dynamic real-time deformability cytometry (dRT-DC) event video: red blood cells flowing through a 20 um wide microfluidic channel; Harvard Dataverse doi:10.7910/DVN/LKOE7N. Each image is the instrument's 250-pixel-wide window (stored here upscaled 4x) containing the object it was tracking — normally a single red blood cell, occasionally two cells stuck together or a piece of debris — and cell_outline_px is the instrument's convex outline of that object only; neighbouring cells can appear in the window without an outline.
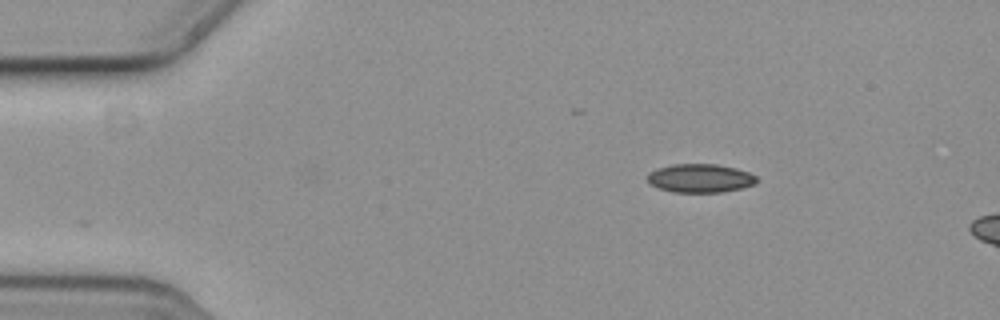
{"species": "common noctule bat (a hibernating species)", "species_latin": "Nyctalus noctula", "temperature_condition": "cold", "stored_images_in_passage": 6, "camera_frame_rate_fps": 3000, "um_per_image_px": 0.085, "animal": {"sex": "female", "body_mass_g": 19.3, "forearm_length_mm": 54.1}, "frame": {"image": 1, "passage_image": 6, "time_ms": 1.667, "image_size_px": [1000, 320], "cell_outline_px": [[756, 184], [740, 188], [720, 192], [672, 192], [660, 188], [652, 184], [648, 180], [648, 172], [672, 164], [716, 164], [736, 168], [748, 172], [756, 176]], "centroid_in_image_um": [59.53, 15.14], "position_along_channel_um": 25.5, "area_um2": 17.98}}